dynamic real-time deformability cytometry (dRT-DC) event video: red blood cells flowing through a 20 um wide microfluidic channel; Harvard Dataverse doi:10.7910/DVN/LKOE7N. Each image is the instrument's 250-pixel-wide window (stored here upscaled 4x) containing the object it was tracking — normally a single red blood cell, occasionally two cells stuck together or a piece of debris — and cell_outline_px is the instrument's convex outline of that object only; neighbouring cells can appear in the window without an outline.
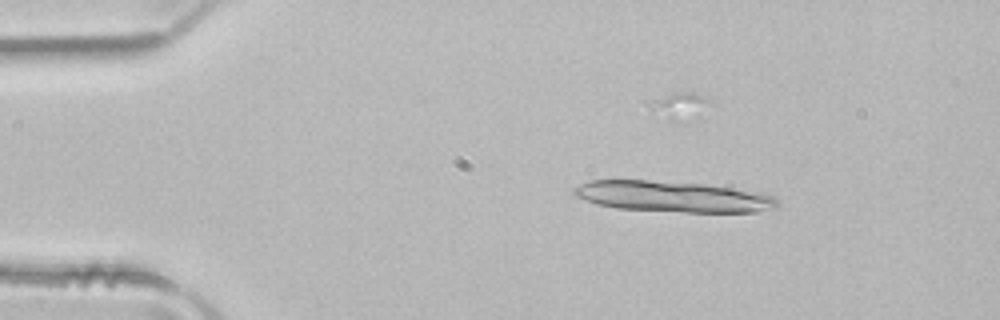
{"species": "common noctule bat (a hibernating species)", "species_latin": "Nyctalus noctula", "temperature_condition": "room temperature", "stored_images_in_passage": 14, "camera_frame_rate_fps": 3000, "um_per_image_px": 0.085, "animal": {"sex": "male", "body_mass_g": 21.5, "forearm_length_mm": 52.0}, "frame": {"image": 1, "passage_image": 8, "time_ms": 2.333, "image_size_px": [1000, 320], "cell_outline_px": [[776, 208], [756, 212], [684, 212], [616, 208], [596, 204], [576, 196], [572, 192], [572, 188], [588, 180], [648, 180], [704, 184], [764, 192], [772, 196], [776, 200]], "centroid_in_image_um": [57.19, 16.7], "position_along_channel_um": 27.8, "area_um2": 36.7}}